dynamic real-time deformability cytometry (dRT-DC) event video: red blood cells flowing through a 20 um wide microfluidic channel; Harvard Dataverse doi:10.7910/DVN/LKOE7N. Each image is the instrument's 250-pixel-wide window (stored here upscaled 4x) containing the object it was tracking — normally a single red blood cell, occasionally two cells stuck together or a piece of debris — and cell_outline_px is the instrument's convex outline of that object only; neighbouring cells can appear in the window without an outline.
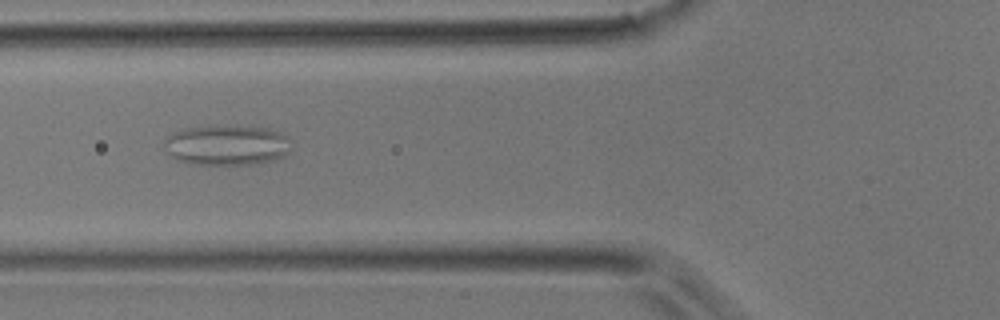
{"species": "common noctule bat (a hibernating species)", "species_latin": "Nyctalus noctula", "temperature_condition": "room temperature", "stored_images_in_passage": 44, "camera_frame_rate_fps": 3000, "um_per_image_px": 0.085, "animal": {"sex": "male", "body_mass_g": 17.9}, "frame": {"image": 1, "passage_image": 16, "time_ms": 5.0, "image_size_px": [1000, 320], "cell_outline_px": [[292, 148], [284, 156], [272, 160], [252, 164], [188, 164], [176, 160], [168, 156], [164, 148], [164, 140], [172, 132], [184, 128], [208, 124], [268, 128], [280, 132], [288, 136]], "centroid_in_image_um": [19.23, 12.31], "position_along_channel_um": 106.6, "area_um2": 30.58}}
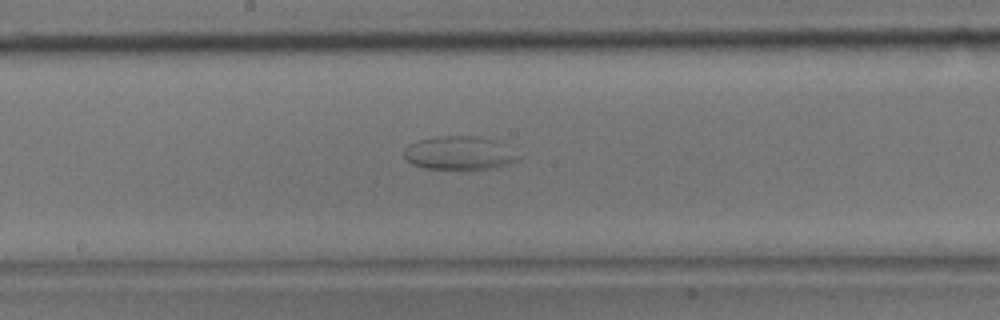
{"frame": {"image": 2, "passage_image": 23, "time_ms": 7.333, "image_size_px": [1000, 320], "cell_outline_px": [[516, 160], [508, 164], [488, 168], [424, 168], [412, 164], [404, 156], [404, 148], [408, 144], [416, 140], [436, 136], [480, 136], [496, 140], [516, 156]], "centroid_in_image_um": [38.92, 12.98], "position_along_channel_um": 209.3, "area_um2": 21.73}}
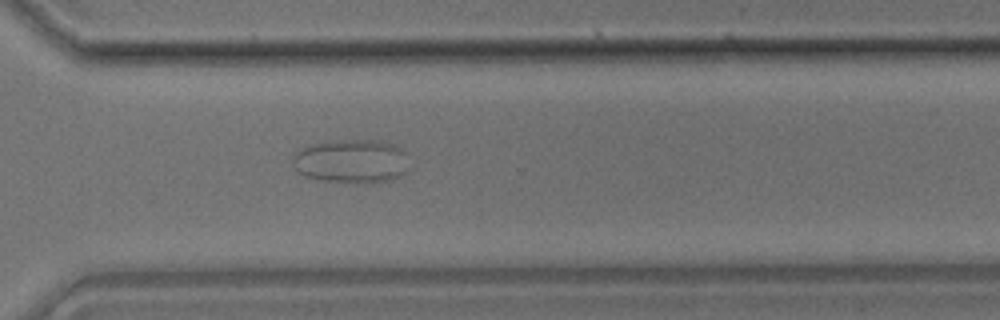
{"frame": {"image": 3, "passage_image": 32, "time_ms": 10.333, "image_size_px": [1000, 320], "cell_outline_px": [[404, 172], [392, 180], [324, 180], [304, 176], [292, 164], [292, 156], [300, 148], [324, 140], [380, 140], [392, 144], [400, 148], [404, 152]], "centroid_in_image_um": [29.76, 13.63], "position_along_channel_um": 340.8, "area_um2": 28.67}}